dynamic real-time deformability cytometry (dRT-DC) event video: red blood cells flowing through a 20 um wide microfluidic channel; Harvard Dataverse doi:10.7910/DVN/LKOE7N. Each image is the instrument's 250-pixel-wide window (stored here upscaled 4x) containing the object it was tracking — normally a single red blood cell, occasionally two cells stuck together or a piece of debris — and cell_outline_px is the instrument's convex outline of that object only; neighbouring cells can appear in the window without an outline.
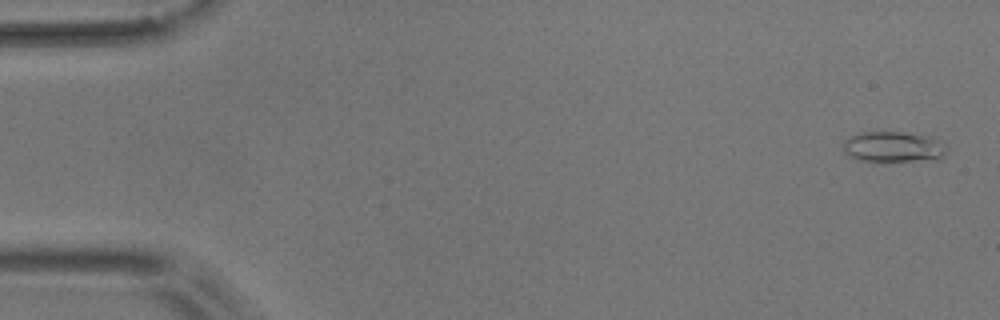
{"species": "common noctule bat (a hibernating species)", "species_latin": "Nyctalus noctula", "temperature_condition": "room temperature", "stored_images_in_passage": 6, "camera_frame_rate_fps": 3000, "um_per_image_px": 0.085, "animal": {"sex": "male", "body_mass_g": 17.9}, "frame": {"image": 1, "passage_image": 1, "time_ms": 0.0, "image_size_px": [1000, 320], "cell_outline_px": [[948, 152], [936, 160], [860, 160], [848, 156], [844, 152], [844, 140], [860, 132], [900, 132], [932, 136], [944, 140], [948, 144]], "centroid_in_image_um": [76.04, 12.46], "position_along_channel_um": 9.0, "area_um2": 18.61}}